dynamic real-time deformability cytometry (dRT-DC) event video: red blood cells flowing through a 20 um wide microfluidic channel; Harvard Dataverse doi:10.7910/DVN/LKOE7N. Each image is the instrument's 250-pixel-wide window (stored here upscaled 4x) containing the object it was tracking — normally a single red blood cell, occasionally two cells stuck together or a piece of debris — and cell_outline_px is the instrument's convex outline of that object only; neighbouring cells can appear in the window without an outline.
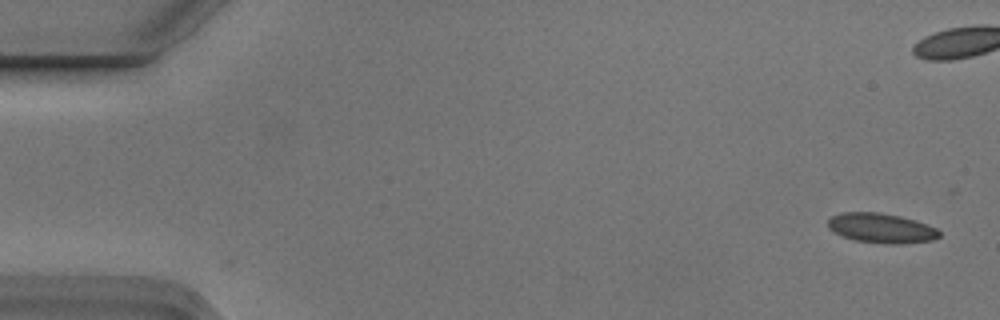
{"species": "Egyptian fruit bat (a non-hibernating species)", "species_latin": "Rousettus aegyptiacus", "temperature_condition": "cold", "stored_images_in_passage": 6, "camera_frame_rate_fps": 3000, "um_per_image_px": 0.085, "animal": {"sex": "male"}, "frame": {"image": 1, "passage_image": 1, "time_ms": 0.0, "image_size_px": [1000, 320], "cell_outline_px": [[940, 236], [932, 240], [904, 244], [884, 244], [856, 240], [844, 236], [828, 228], [828, 220], [832, 216], [844, 212], [880, 212], [900, 216], [916, 220], [928, 224], [936, 228], [940, 232]], "centroid_in_image_um": [74.95, 19.39], "position_along_channel_um": 10.0, "area_um2": 19.31}}
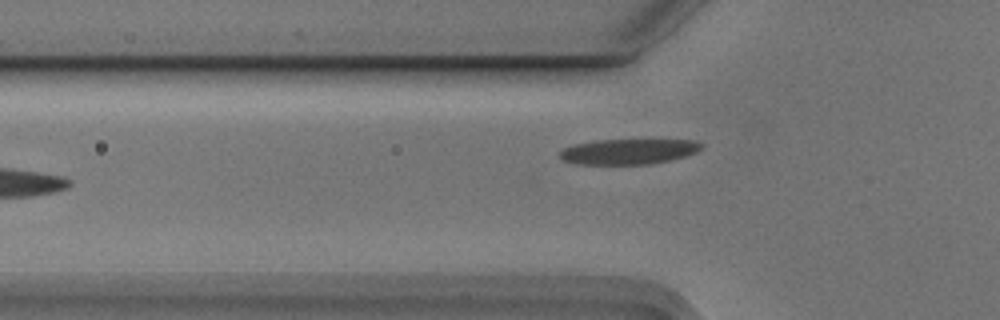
{"frame": {"image": 2, "passage_image": 6, "time_ms": 1.667, "image_size_px": [1000, 320], "cell_outline_px": [[704, 148], [688, 156], [648, 164], [580, 164], [564, 160], [560, 156], [560, 152], [564, 148], [572, 144], [596, 140], [696, 140], [704, 144]], "centroid_in_image_um": [53.48, 12.87], "position_along_channel_um": 72.3, "area_um2": 20.92}}